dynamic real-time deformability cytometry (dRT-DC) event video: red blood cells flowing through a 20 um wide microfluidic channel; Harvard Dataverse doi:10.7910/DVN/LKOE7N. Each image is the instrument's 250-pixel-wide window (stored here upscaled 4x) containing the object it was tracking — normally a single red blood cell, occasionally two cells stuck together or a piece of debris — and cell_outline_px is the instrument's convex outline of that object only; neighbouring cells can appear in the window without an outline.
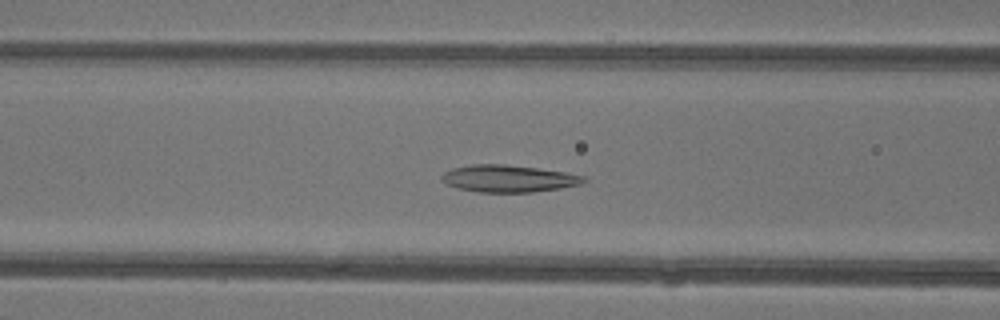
{"species": "common noctule bat (a hibernating species)", "species_latin": "Nyctalus noctula", "temperature_condition": "warm", "stored_images_in_passage": 48, "segment_of_instrument_passage": [1, 2], "camera_frame_rate_fps": 3000, "um_per_image_px": 0.085, "animal": {"sex": "female"}, "frame": {"image": 1, "passage_image": 19, "time_ms": 6.0, "image_size_px": [1000, 320], "cell_outline_px": [[588, 180], [580, 184], [560, 188], [532, 192], [480, 192], [456, 188], [440, 180], [440, 176], [444, 172], [452, 168], [472, 164], [504, 164], [536, 168], [564, 172], [588, 176]], "centroid_in_image_um": [43.22, 15.17], "position_along_channel_um": 123.4, "area_um2": 22.48}}
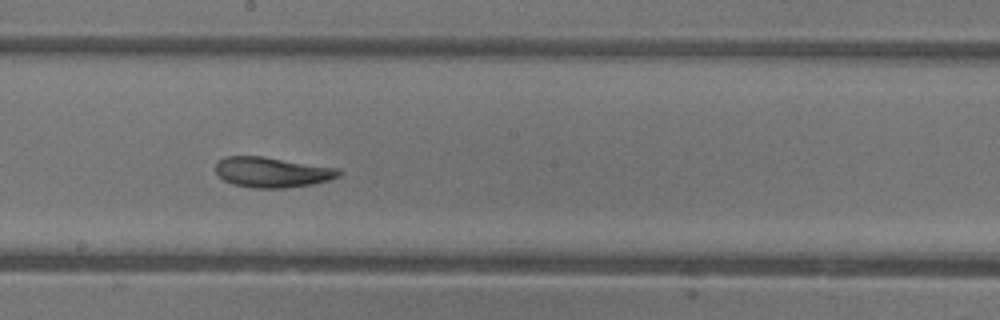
{"frame": {"image": 2, "passage_image": 26, "time_ms": 8.333, "image_size_px": [1000, 320], "cell_outline_px": [[344, 172], [340, 176], [328, 180], [312, 184], [284, 188], [252, 188], [232, 184], [224, 180], [216, 172], [216, 164], [224, 156], [264, 156], [340, 168]], "centroid_in_image_um": [23.17, 14.63], "position_along_channel_um": 225.0, "area_um2": 21.96}}
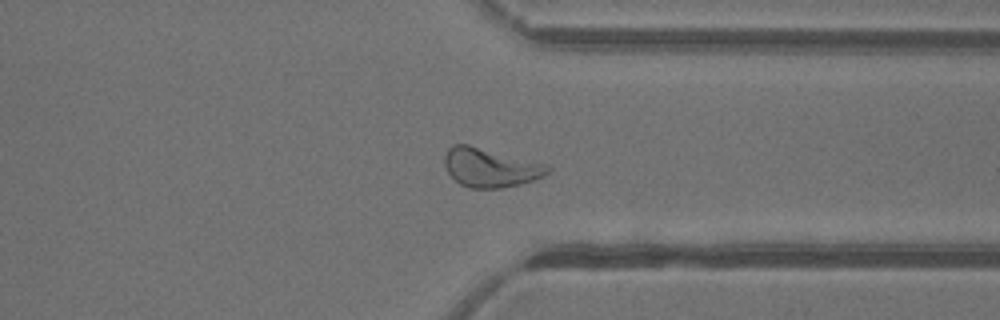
{"frame": {"image": 3, "passage_image": 36, "time_ms": 11.667, "image_size_px": [1000, 320], "cell_outline_px": [[552, 168], [544, 176], [520, 184], [500, 188], [468, 188], [460, 184], [448, 172], [444, 164], [444, 156], [448, 148], [452, 144], [468, 144], [544, 164]], "centroid_in_image_um": [41.63, 14.24], "position_along_channel_um": 369.8, "area_um2": 23.12}}